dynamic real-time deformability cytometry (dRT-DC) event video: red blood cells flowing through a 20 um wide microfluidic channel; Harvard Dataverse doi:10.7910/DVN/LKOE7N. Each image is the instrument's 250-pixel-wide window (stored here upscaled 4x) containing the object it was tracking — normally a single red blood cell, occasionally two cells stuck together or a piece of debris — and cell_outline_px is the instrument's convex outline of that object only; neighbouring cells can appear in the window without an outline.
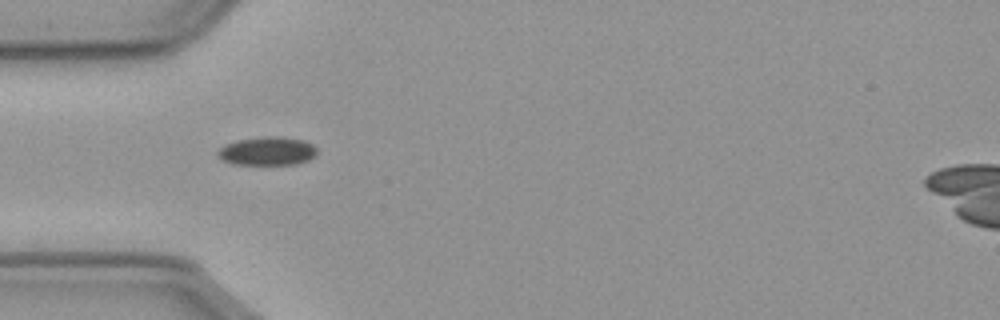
{"species": "common noctule bat (a hibernating species)", "species_latin": "Nyctalus noctula", "temperature_condition": "cold", "stored_images_in_passage": 41, "camera_frame_rate_fps": 3000, "um_per_image_px": 0.085, "animal": {"sex": "male", "body_mass_g": 23.1, "forearm_length_mm": 52.7}, "frame": {"image": 1, "passage_image": 1, "time_ms": 0.0, "image_size_px": [1000, 320], "cell_outline_px": [[316, 156], [308, 160], [296, 164], [232, 164], [224, 160], [216, 152], [220, 148], [228, 144], [240, 140], [264, 136], [276, 136], [304, 140], [312, 144], [316, 148]], "centroid_in_image_um": [22.77, 12.84], "position_along_channel_um": 62.2, "area_um2": 16.24}}
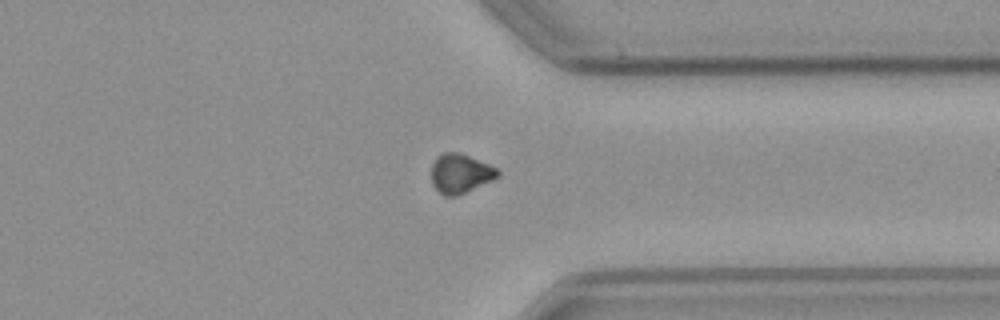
{"frame": {"image": 2, "passage_image": 27, "time_ms": 8.667, "image_size_px": [1000, 320], "cell_outline_px": [[500, 176], [492, 180], [456, 196], [444, 196], [432, 184], [432, 164], [436, 156], [444, 152], [460, 152], [500, 168]], "centroid_in_image_um": [39.15, 14.72], "position_along_channel_um": 372.2, "area_um2": 15.32}}
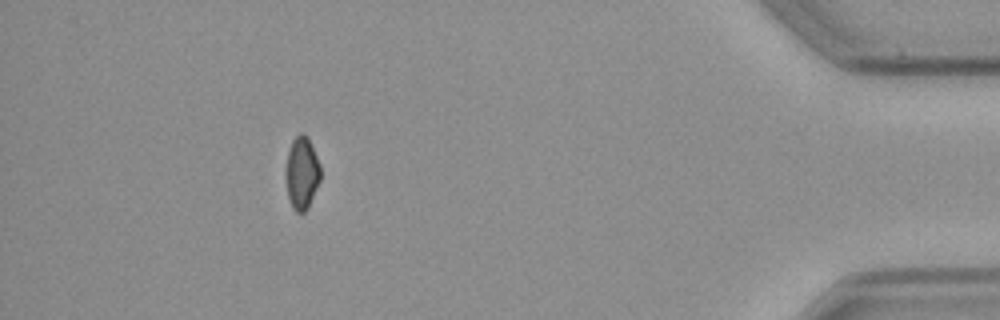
{"frame": {"image": 3, "passage_image": 35, "time_ms": 11.333, "image_size_px": [1000, 320], "cell_outline_px": [[320, 180], [308, 208], [304, 212], [296, 212], [292, 208], [288, 196], [288, 152], [292, 140], [300, 132], [304, 132], [308, 136], [320, 164]], "centroid_in_image_um": [25.7, 14.68], "position_along_channel_um": 409.5, "area_um2": 14.28}}